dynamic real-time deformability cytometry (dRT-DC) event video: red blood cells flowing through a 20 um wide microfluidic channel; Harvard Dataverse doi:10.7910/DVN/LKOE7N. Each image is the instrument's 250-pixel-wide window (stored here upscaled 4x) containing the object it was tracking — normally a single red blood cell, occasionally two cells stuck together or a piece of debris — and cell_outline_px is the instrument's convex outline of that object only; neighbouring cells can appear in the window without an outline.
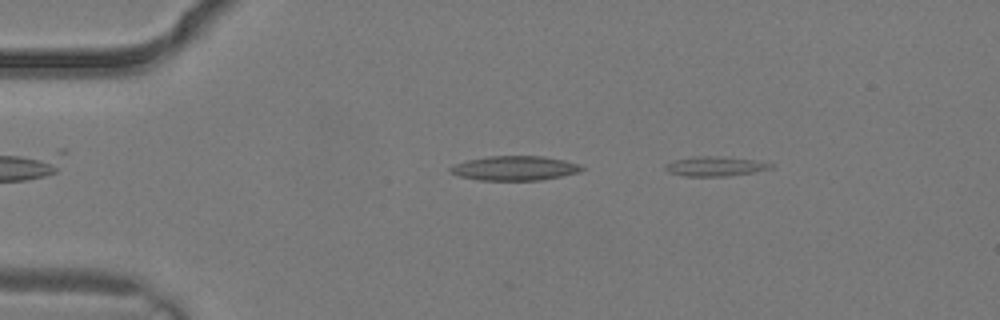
{"species": "common noctule bat (a hibernating species)", "species_latin": "Nyctalus noctula", "temperature_condition": "warm", "stored_images_in_passage": 2, "camera_frame_rate_fps": 3000, "um_per_image_px": 0.085, "animal": {"sex": "male", "body_mass_g": 19.2, "forearm_length_mm": 51.8}, "frame": {"image": 1, "passage_image": 1, "time_ms": 0.0, "image_size_px": [1000, 320], "cell_outline_px": [[772, 168], [752, 172], [724, 176], [684, 176], [668, 172], [664, 168], [664, 164], [676, 160], [692, 156], [716, 156], [752, 160], [772, 164]], "centroid_in_image_um": [60.69, 14.13], "position_along_channel_um": 24.3, "area_um2": 11.79}}